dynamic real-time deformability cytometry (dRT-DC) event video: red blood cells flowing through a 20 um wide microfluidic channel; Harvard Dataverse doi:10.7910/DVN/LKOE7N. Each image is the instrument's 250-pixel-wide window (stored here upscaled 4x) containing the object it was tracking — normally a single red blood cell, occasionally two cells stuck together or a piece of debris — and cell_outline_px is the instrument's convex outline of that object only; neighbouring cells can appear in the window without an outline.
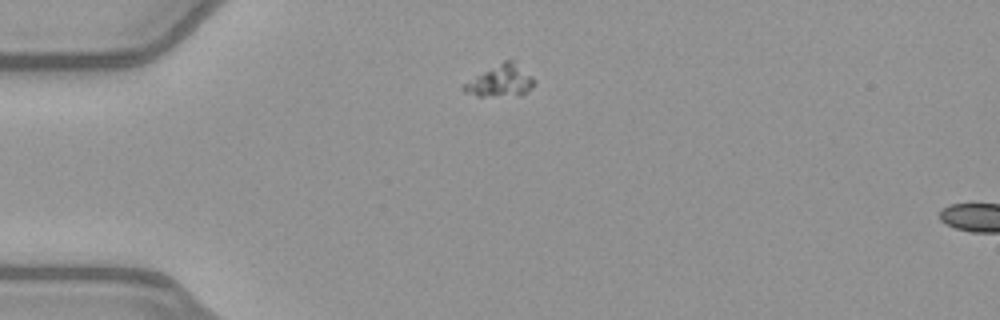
{"species": "common noctule bat (a hibernating species)", "species_latin": "Nyctalus noctula", "temperature_condition": "warm", "stored_images_in_passage": 4, "camera_frame_rate_fps": 3000, "um_per_image_px": 0.085, "animal": {"sex": "female", "body_mass_g": 21.9}, "frame": {"image": 1, "passage_image": 1, "time_ms": 0.0, "image_size_px": [1000, 320], "cell_outline_px": [[536, 80], [532, 88], [524, 92], [484, 96], [476, 96], [464, 92], [460, 88], [464, 84], [476, 76], [504, 60], [512, 60], [532, 76]], "centroid_in_image_um": [42.52, 6.86], "position_along_channel_um": 42.5, "area_um2": 12.37}}